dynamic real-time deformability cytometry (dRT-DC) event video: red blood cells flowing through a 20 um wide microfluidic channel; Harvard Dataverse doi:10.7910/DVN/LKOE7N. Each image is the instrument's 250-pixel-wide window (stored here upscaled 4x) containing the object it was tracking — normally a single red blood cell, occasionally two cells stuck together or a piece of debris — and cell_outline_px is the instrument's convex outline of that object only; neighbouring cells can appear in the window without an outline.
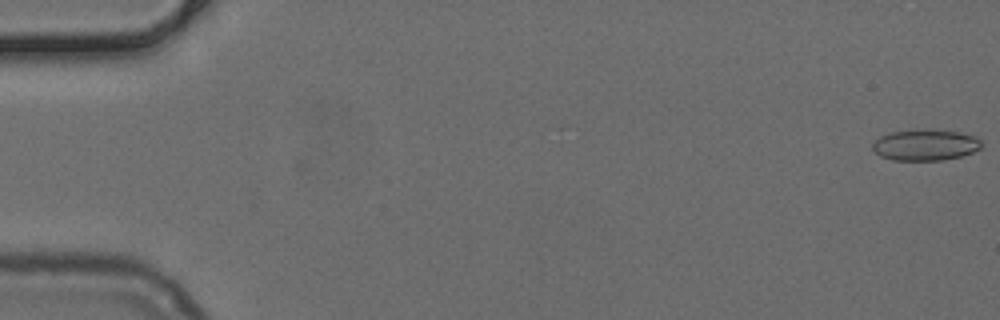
{"species": "common noctule bat (a hibernating species)", "species_latin": "Nyctalus noctula", "temperature_condition": "cold", "stored_images_in_passage": 45, "camera_frame_rate_fps": 3000, "um_per_image_px": 0.085, "animal": {"sex": "female", "body_mass_g": 24.6, "forearm_length_mm": 56.2}, "frame": {"image": 1, "passage_image": 1, "time_ms": 0.0, "image_size_px": [1000, 320], "cell_outline_px": [[980, 148], [972, 152], [960, 156], [940, 160], [892, 160], [880, 156], [872, 148], [872, 144], [880, 136], [892, 132], [928, 128], [960, 132], [976, 136], [980, 140]], "centroid_in_image_um": [78.64, 12.3], "position_along_channel_um": 6.4, "area_um2": 19.77}}
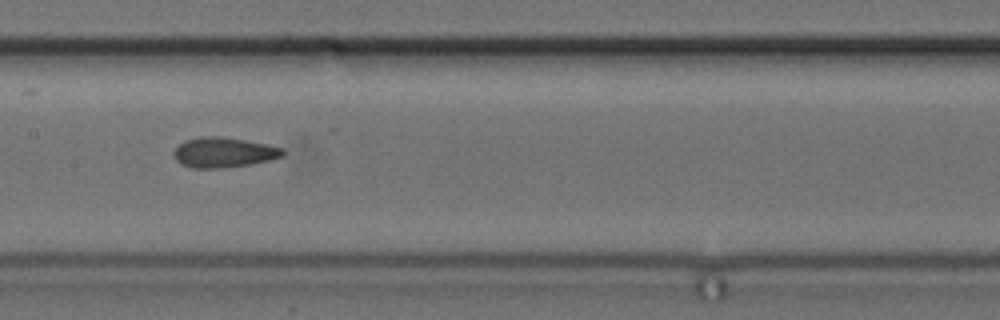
{"frame": {"image": 2, "passage_image": 26, "time_ms": 8.333, "image_size_px": [1000, 320], "cell_outline_px": [[284, 156], [252, 164], [224, 168], [192, 168], [180, 164], [176, 160], [172, 152], [184, 140], [200, 136], [220, 136], [268, 144], [284, 148]], "centroid_in_image_um": [19.0, 12.95], "position_along_channel_um": 188.4, "area_um2": 19.31}}
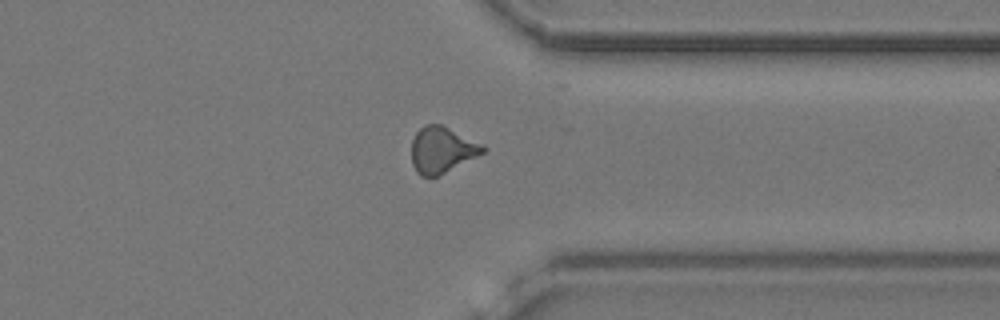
{"frame": {"image": 3, "passage_image": 40, "time_ms": 13.0, "image_size_px": [1000, 320], "cell_outline_px": [[488, 148], [484, 152], [436, 176], [420, 176], [416, 172], [412, 164], [412, 140], [416, 132], [424, 124], [440, 124], [484, 144]], "centroid_in_image_um": [37.55, 12.71], "position_along_channel_um": 373.9, "area_um2": 18.96}}